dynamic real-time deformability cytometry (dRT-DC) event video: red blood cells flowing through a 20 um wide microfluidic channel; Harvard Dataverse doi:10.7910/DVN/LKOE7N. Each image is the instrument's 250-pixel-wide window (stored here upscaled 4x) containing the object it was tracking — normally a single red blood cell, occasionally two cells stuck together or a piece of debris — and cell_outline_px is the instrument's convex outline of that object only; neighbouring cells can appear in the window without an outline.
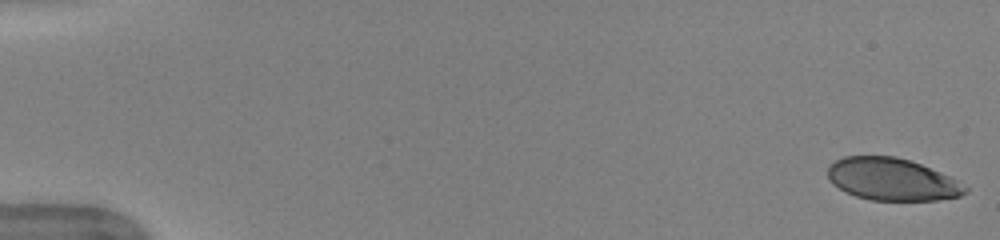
{"species": "human", "species_latin": "Homo sapiens", "temperature_condition": "warm", "stored_images_in_passage": 51, "camera_frame_rate_fps": 3000, "um_per_image_px": 0.085, "donor": {"sex": "female"}, "frame": {"image": 1, "passage_image": 1, "time_ms": 0.0, "image_size_px": [1000, 240], "cell_outline_px": [[968, 192], [960, 196], [936, 200], [868, 200], [856, 196], [832, 184], [828, 180], [828, 168], [836, 160], [844, 156], [896, 156], [920, 164], [940, 172], [956, 180], [968, 188]], "centroid_in_image_um": [75.81, 15.24], "position_along_channel_um": 9.2, "area_um2": 33.64}}
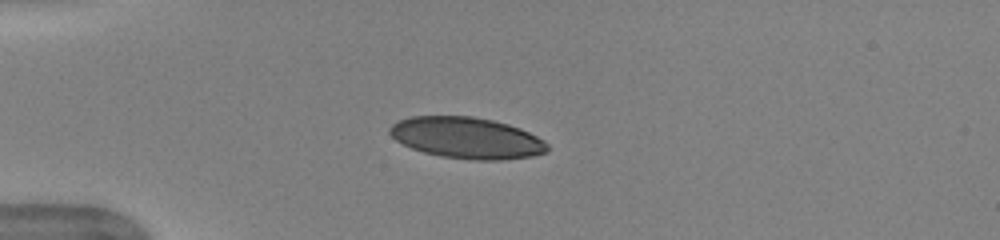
{"frame": {"image": 2, "passage_image": 14, "time_ms": 4.333, "image_size_px": [1000, 240], "cell_outline_px": [[548, 152], [532, 156], [500, 160], [472, 160], [440, 156], [424, 152], [412, 148], [396, 140], [388, 132], [388, 128], [396, 120], [412, 116], [472, 116], [492, 120], [508, 124], [520, 128], [544, 140], [548, 144]], "centroid_in_image_um": [39.66, 11.72], "position_along_channel_um": 45.3, "area_um2": 38.03}}
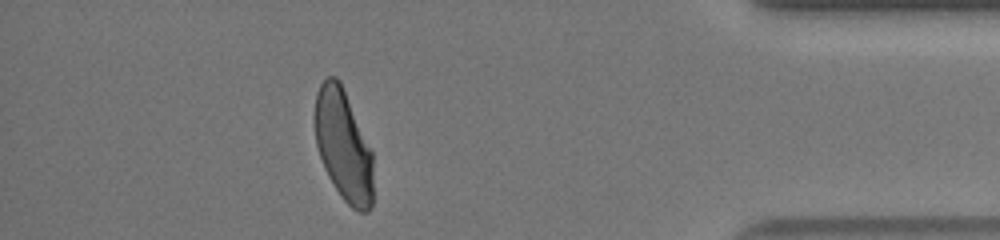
{"frame": {"image": 3, "passage_image": 46, "time_ms": 15.0, "image_size_px": [1000, 240], "cell_outline_px": [[372, 208], [368, 212], [356, 212], [340, 196], [328, 176], [324, 168], [316, 144], [312, 120], [316, 92], [320, 84], [328, 76], [336, 76], [340, 80], [372, 152]], "centroid_in_image_um": [29.15, 12.35], "position_along_channel_um": 406.1, "area_um2": 38.26}, "authors_computed_cell_mechanics": {"area_um2": 38.6682, "velocity_mm_per_s": 3.9881, "shape_relaxation_time_tau1_ms": 3.9423, "shape_relaxation_time_tau2_ms": null, "deformation_change_tau1": 0.1593, "deformation_change_tau2": null}}